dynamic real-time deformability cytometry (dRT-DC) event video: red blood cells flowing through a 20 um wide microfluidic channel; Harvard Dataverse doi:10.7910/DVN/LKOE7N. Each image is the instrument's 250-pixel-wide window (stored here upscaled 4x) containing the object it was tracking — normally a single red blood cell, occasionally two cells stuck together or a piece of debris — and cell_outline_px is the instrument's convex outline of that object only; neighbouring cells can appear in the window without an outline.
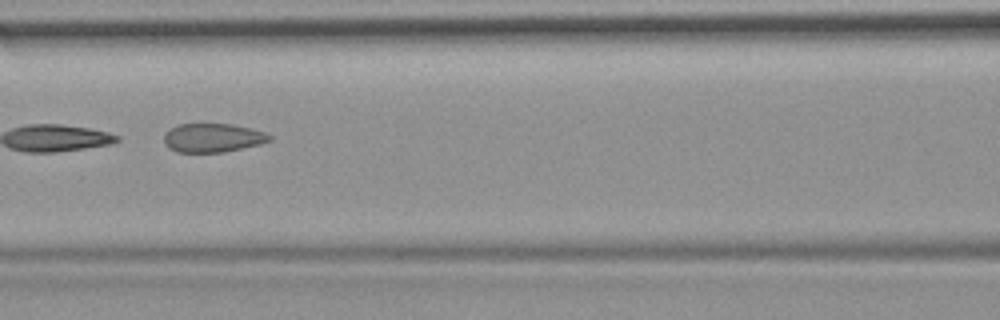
{"species": "common noctule bat (a hibernating species)", "species_latin": "Nyctalus noctula", "temperature_condition": "room temperature", "stored_images_in_passage": 7, "camera_frame_rate_fps": 3000, "um_per_image_px": 0.085, "animal": {"sex": "female", "body_mass_g": 19.9}, "frame": {"image": 1, "passage_image": 4, "time_ms": 1.0, "image_size_px": [1000, 320], "cell_outline_px": [[272, 140], [260, 144], [224, 152], [176, 152], [168, 148], [164, 144], [164, 136], [176, 124], [232, 124], [264, 132], [272, 136]], "centroid_in_image_um": [18.07, 11.72], "position_along_channel_um": 148.5, "area_um2": 17.63}}
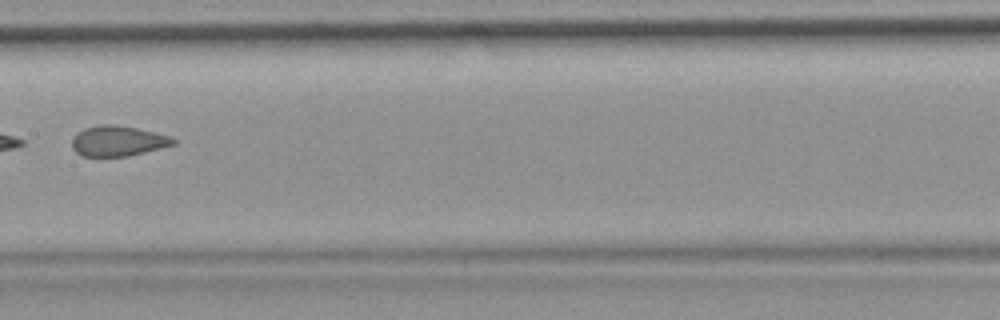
{"frame": {"image": 2, "passage_image": 5, "time_ms": 1.333, "image_size_px": [1000, 320], "cell_outline_px": [[176, 144], [128, 156], [84, 156], [76, 152], [72, 148], [72, 136], [84, 128], [100, 124], [112, 124], [136, 128], [168, 136], [176, 140]], "centroid_in_image_um": [9.98, 11.98], "position_along_channel_um": 197.4, "area_um2": 17.74}}